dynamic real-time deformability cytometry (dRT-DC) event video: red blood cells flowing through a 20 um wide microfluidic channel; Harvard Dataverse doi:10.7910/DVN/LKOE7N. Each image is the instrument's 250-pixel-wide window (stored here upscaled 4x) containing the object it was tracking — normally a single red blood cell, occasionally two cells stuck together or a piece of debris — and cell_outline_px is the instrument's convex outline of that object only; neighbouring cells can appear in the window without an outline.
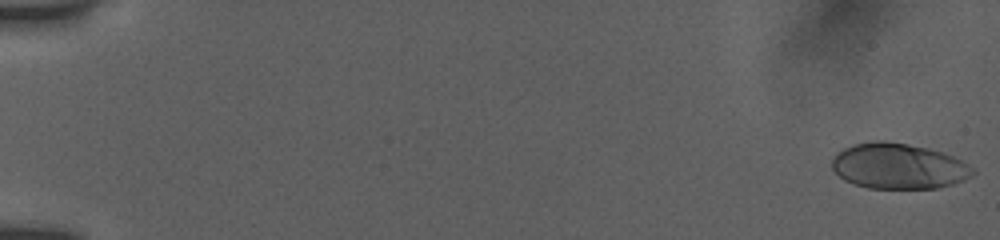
{"species": "human", "species_latin": "Homo sapiens", "temperature_condition": "room temperature", "stored_images_in_passage": 8, "camera_frame_rate_fps": 3000, "um_per_image_px": 0.085, "donor": {"sex": "female"}, "frame": {"image": 1, "passage_image": 1, "time_ms": 0.0, "image_size_px": [1000, 240], "cell_outline_px": [[976, 172], [972, 176], [964, 180], [952, 184], [936, 188], [868, 188], [844, 180], [832, 168], [832, 160], [836, 152], [844, 148], [856, 144], [872, 140], [884, 140], [908, 144], [928, 148], [944, 152], [976, 168]], "centroid_in_image_um": [76.39, 14.11], "position_along_channel_um": 8.6, "area_um2": 37.51}}
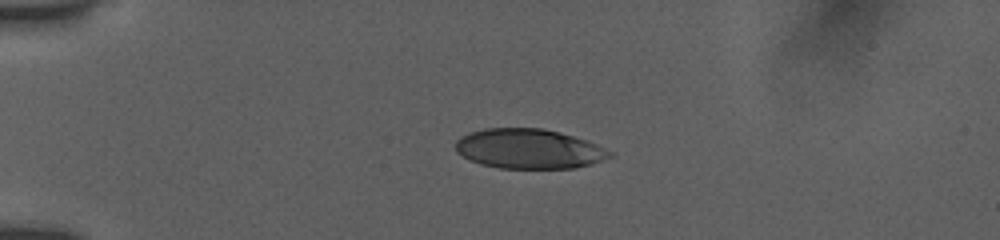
{"frame": {"image": 2, "passage_image": 6, "time_ms": 4.333, "image_size_px": [1000, 240], "cell_outline_px": [[616, 152], [612, 156], [592, 164], [576, 168], [500, 168], [480, 164], [456, 152], [456, 140], [460, 136], [468, 132], [484, 128], [544, 128], [560, 132], [588, 140]], "centroid_in_image_um": [45.0, 12.64], "position_along_channel_um": 40.0, "area_um2": 36.07}}